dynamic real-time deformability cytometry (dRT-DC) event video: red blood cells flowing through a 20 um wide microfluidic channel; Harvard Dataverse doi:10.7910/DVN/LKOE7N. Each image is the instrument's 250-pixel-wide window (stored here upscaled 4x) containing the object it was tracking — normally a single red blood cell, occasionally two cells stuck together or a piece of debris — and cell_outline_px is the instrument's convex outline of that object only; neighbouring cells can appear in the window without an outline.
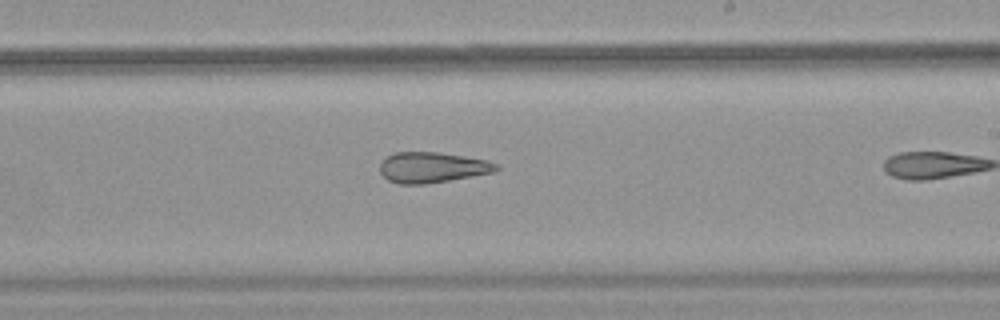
{"species": "common noctule bat (a hibernating species)", "species_latin": "Nyctalus noctula", "temperature_condition": "warm", "stored_images_in_passage": 10, "camera_frame_rate_fps": 3000, "um_per_image_px": 0.085, "animal": {"sex": "female", "body_mass_g": 18.4}, "frame": {"image": 1, "passage_image": 9, "time_ms": 2.667, "image_size_px": [1000, 320], "cell_outline_px": [[500, 168], [492, 172], [448, 180], [424, 184], [400, 184], [388, 180], [380, 172], [380, 164], [388, 156], [396, 152], [436, 152], [464, 156], [488, 160], [500, 164]], "centroid_in_image_um": [36.75, 14.22], "position_along_channel_um": 252.2, "area_um2": 20.52}}